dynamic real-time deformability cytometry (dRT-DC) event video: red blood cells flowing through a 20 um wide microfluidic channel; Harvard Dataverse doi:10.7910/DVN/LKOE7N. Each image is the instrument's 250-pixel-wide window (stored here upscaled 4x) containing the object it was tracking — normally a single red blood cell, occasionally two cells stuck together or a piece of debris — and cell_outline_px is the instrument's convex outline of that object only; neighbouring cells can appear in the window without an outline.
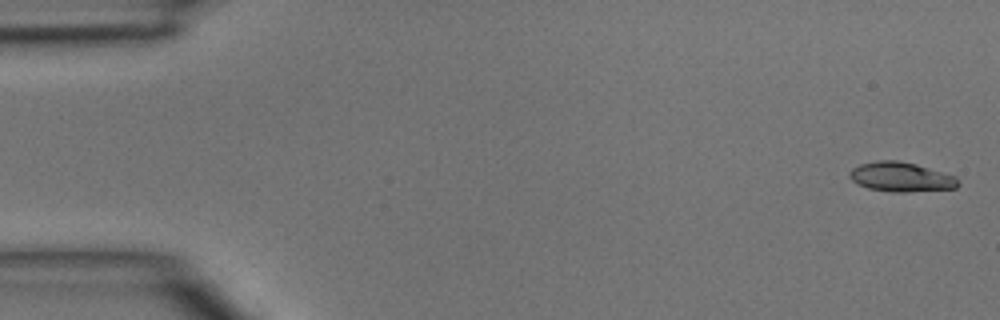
{"species": "common noctule bat (a hibernating species)", "species_latin": "Nyctalus noctula", "temperature_condition": "room temperature", "stored_images_in_passage": 7, "camera_frame_rate_fps": 3000, "um_per_image_px": 0.085, "animal": {"sex": "male", "body_mass_g": 15.6}, "frame": {"image": 1, "passage_image": 1, "time_ms": 0.0, "image_size_px": [1000, 320], "cell_outline_px": [[960, 184], [956, 188], [904, 192], [892, 192], [868, 188], [856, 184], [848, 176], [848, 172], [852, 168], [860, 164], [876, 160], [896, 160], [916, 164], [956, 176], [960, 180]], "centroid_in_image_um": [76.57, 15.04], "position_along_channel_um": 8.4, "area_um2": 18.84}}